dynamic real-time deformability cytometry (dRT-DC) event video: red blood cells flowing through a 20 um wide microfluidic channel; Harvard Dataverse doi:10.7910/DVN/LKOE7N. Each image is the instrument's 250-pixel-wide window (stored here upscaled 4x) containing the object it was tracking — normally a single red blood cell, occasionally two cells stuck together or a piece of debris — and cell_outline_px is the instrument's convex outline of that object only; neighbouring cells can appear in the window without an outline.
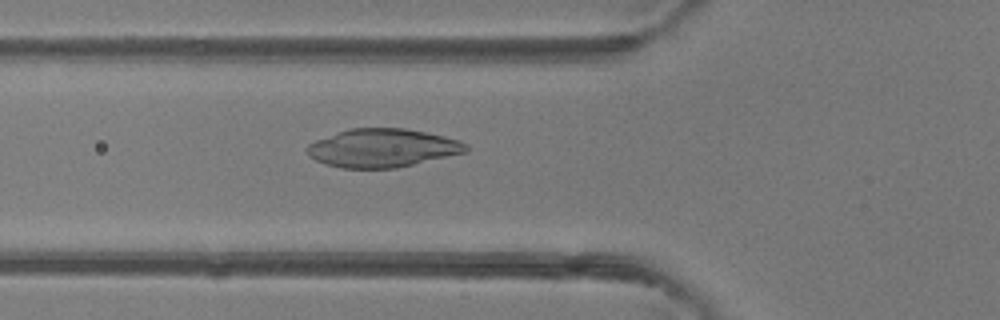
{"species": "common noctule bat (a hibernating species)", "species_latin": "Nyctalus noctula", "temperature_condition": "room temperature", "stored_images_in_passage": 49, "camera_frame_rate_fps": 3000, "um_per_image_px": 0.085, "animal": {"sex": "female"}, "frame": {"image": 1, "passage_image": 18, "time_ms": 5.667, "image_size_px": [1000, 320], "cell_outline_px": [[468, 152], [396, 168], [340, 168], [324, 164], [308, 156], [304, 148], [308, 144], [316, 140], [336, 132], [348, 128], [404, 128], [444, 136], [460, 140], [468, 144]], "centroid_in_image_um": [32.49, 12.58], "position_along_channel_um": 93.3, "area_um2": 35.84}}
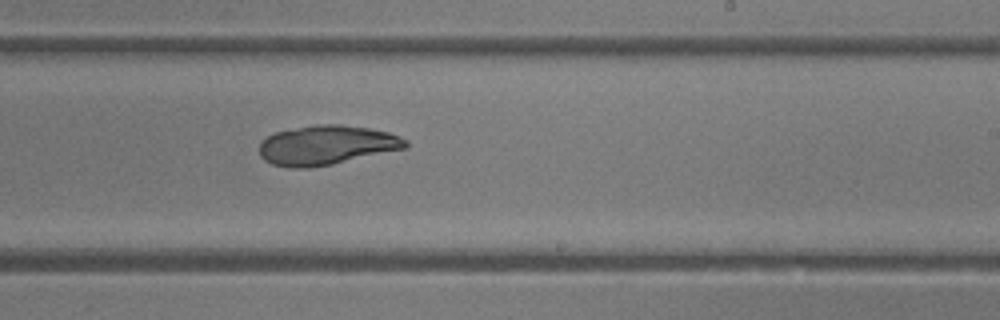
{"frame": {"image": 2, "passage_image": 30, "time_ms": 9.667, "image_size_px": [1000, 320], "cell_outline_px": [[408, 148], [332, 164], [308, 168], [288, 168], [272, 164], [264, 160], [260, 156], [260, 140], [276, 132], [316, 124], [340, 124], [368, 128], [388, 132], [400, 136], [408, 140]], "centroid_in_image_um": [27.77, 12.34], "position_along_channel_um": 261.2, "area_um2": 33.76}}
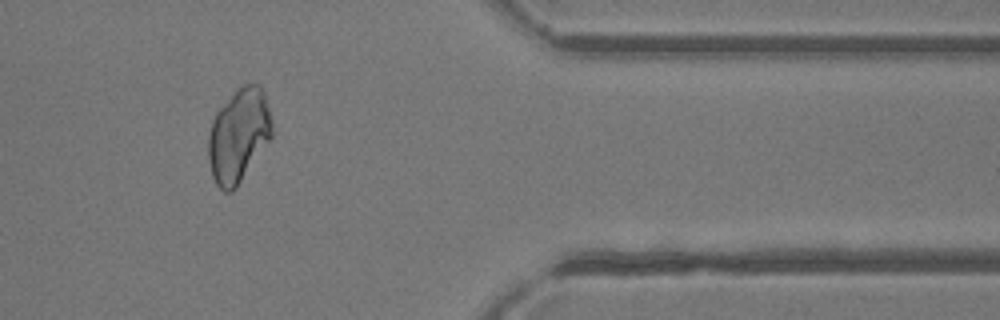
{"frame": {"image": 3, "passage_image": 41, "time_ms": 13.333, "image_size_px": [1000, 320], "cell_outline_px": [[272, 136], [236, 188], [232, 192], [224, 192], [216, 184], [212, 176], [208, 160], [208, 132], [212, 120], [216, 112], [236, 88], [244, 84], [260, 84], [264, 92], [272, 120]], "centroid_in_image_um": [20.27, 11.5], "position_along_channel_um": 391.1, "area_um2": 34.85}}